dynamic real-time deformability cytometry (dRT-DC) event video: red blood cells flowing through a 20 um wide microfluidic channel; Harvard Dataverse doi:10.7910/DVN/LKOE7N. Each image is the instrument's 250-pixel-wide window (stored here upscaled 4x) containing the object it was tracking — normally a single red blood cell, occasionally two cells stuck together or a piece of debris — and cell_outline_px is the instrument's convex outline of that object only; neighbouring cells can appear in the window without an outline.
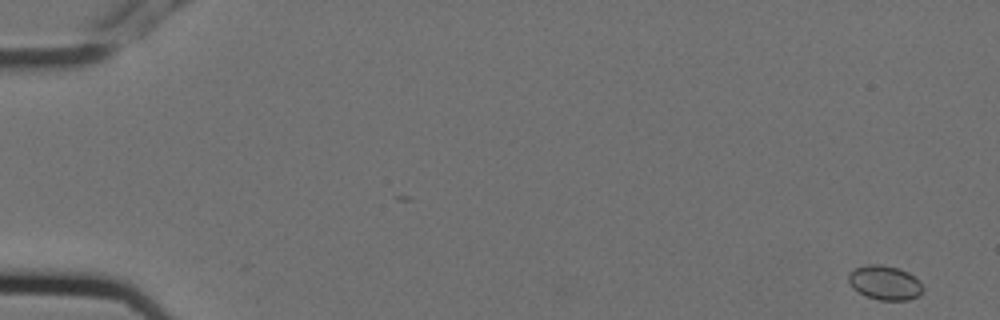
{"species": "Egyptian fruit bat (a non-hibernating species)", "species_latin": "Rousettus aegyptiacus", "temperature_condition": "cold", "stored_images_in_passage": 5, "camera_frame_rate_fps": 3000, "um_per_image_px": 0.085, "animal": {"sex": "female"}, "frame": {"image": 1, "passage_image": 1, "time_ms": 0.0, "image_size_px": [1000, 320], "cell_outline_px": [[924, 288], [916, 296], [908, 300], [880, 300], [868, 296], [852, 288], [848, 280], [848, 272], [856, 268], [868, 264], [880, 264], [900, 268], [908, 272]], "centroid_in_image_um": [75.17, 24.01], "position_along_channel_um": 9.8, "area_um2": 14.62}}
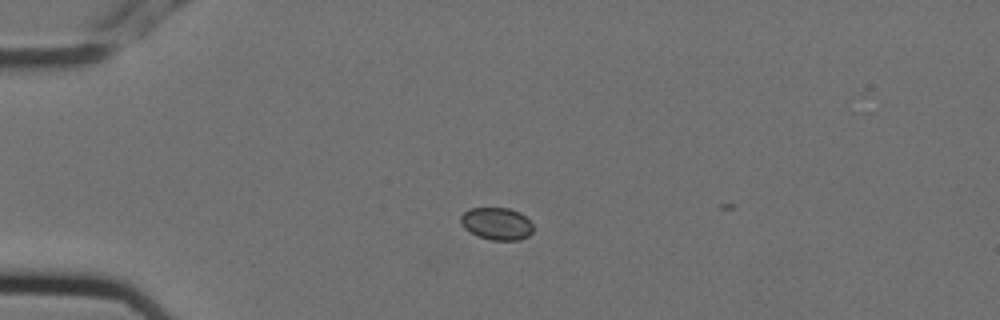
{"frame": {"image": 2, "passage_image": 4, "time_ms": 1.0, "image_size_px": [1000, 320], "cell_outline_px": [[532, 232], [528, 236], [520, 240], [492, 240], [476, 236], [464, 228], [460, 220], [460, 216], [468, 208], [508, 208], [520, 212], [532, 224]], "centroid_in_image_um": [42.2, 19.01], "position_along_channel_um": 42.8, "area_um2": 13.7}}